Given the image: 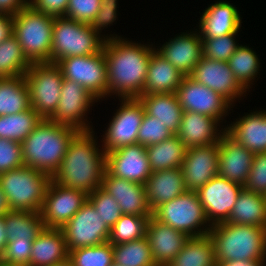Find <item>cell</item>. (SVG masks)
I'll use <instances>...</instances> for the list:
<instances>
[{
    "label": "cell",
    "instance_id": "6da1fadb",
    "mask_svg": "<svg viewBox=\"0 0 266 266\" xmlns=\"http://www.w3.org/2000/svg\"><path fill=\"white\" fill-rule=\"evenodd\" d=\"M156 48L127 38L105 40L108 96L139 98L144 90L150 56Z\"/></svg>",
    "mask_w": 266,
    "mask_h": 266
},
{
    "label": "cell",
    "instance_id": "7a4b0ae2",
    "mask_svg": "<svg viewBox=\"0 0 266 266\" xmlns=\"http://www.w3.org/2000/svg\"><path fill=\"white\" fill-rule=\"evenodd\" d=\"M94 135L92 129L79 131L73 137L51 181L87 194L101 187L106 171V152L103 148L99 149Z\"/></svg>",
    "mask_w": 266,
    "mask_h": 266
},
{
    "label": "cell",
    "instance_id": "3957f363",
    "mask_svg": "<svg viewBox=\"0 0 266 266\" xmlns=\"http://www.w3.org/2000/svg\"><path fill=\"white\" fill-rule=\"evenodd\" d=\"M78 132L73 127L43 119L21 142L24 166L52 176L61 164L71 140Z\"/></svg>",
    "mask_w": 266,
    "mask_h": 266
},
{
    "label": "cell",
    "instance_id": "277c9868",
    "mask_svg": "<svg viewBox=\"0 0 266 266\" xmlns=\"http://www.w3.org/2000/svg\"><path fill=\"white\" fill-rule=\"evenodd\" d=\"M216 262L266 259V228L221 222L211 226Z\"/></svg>",
    "mask_w": 266,
    "mask_h": 266
},
{
    "label": "cell",
    "instance_id": "5b68a950",
    "mask_svg": "<svg viewBox=\"0 0 266 266\" xmlns=\"http://www.w3.org/2000/svg\"><path fill=\"white\" fill-rule=\"evenodd\" d=\"M54 20L29 5L13 16V35L31 64L51 63Z\"/></svg>",
    "mask_w": 266,
    "mask_h": 266
},
{
    "label": "cell",
    "instance_id": "8992f818",
    "mask_svg": "<svg viewBox=\"0 0 266 266\" xmlns=\"http://www.w3.org/2000/svg\"><path fill=\"white\" fill-rule=\"evenodd\" d=\"M51 176L28 166L0 174V187L11 210L40 212Z\"/></svg>",
    "mask_w": 266,
    "mask_h": 266
},
{
    "label": "cell",
    "instance_id": "52a82bcc",
    "mask_svg": "<svg viewBox=\"0 0 266 266\" xmlns=\"http://www.w3.org/2000/svg\"><path fill=\"white\" fill-rule=\"evenodd\" d=\"M90 24L66 17L55 18L52 32L51 63L72 56L98 54L103 50L105 38Z\"/></svg>",
    "mask_w": 266,
    "mask_h": 266
},
{
    "label": "cell",
    "instance_id": "ba28073f",
    "mask_svg": "<svg viewBox=\"0 0 266 266\" xmlns=\"http://www.w3.org/2000/svg\"><path fill=\"white\" fill-rule=\"evenodd\" d=\"M152 216L189 237L208 235L211 230L196 191L187 190L160 205L152 212Z\"/></svg>",
    "mask_w": 266,
    "mask_h": 266
},
{
    "label": "cell",
    "instance_id": "9c48e42d",
    "mask_svg": "<svg viewBox=\"0 0 266 266\" xmlns=\"http://www.w3.org/2000/svg\"><path fill=\"white\" fill-rule=\"evenodd\" d=\"M31 108L43 119H49L57 110L61 96L63 75L55 63H33L24 74Z\"/></svg>",
    "mask_w": 266,
    "mask_h": 266
},
{
    "label": "cell",
    "instance_id": "30bf717a",
    "mask_svg": "<svg viewBox=\"0 0 266 266\" xmlns=\"http://www.w3.org/2000/svg\"><path fill=\"white\" fill-rule=\"evenodd\" d=\"M63 78L83 86L97 100L107 98V62L103 50L94 55L72 56L59 60Z\"/></svg>",
    "mask_w": 266,
    "mask_h": 266
},
{
    "label": "cell",
    "instance_id": "8fae6325",
    "mask_svg": "<svg viewBox=\"0 0 266 266\" xmlns=\"http://www.w3.org/2000/svg\"><path fill=\"white\" fill-rule=\"evenodd\" d=\"M120 107L112 117L103 135L104 152L138 143V131L145 113L139 98H121Z\"/></svg>",
    "mask_w": 266,
    "mask_h": 266
},
{
    "label": "cell",
    "instance_id": "7c38bea8",
    "mask_svg": "<svg viewBox=\"0 0 266 266\" xmlns=\"http://www.w3.org/2000/svg\"><path fill=\"white\" fill-rule=\"evenodd\" d=\"M68 251L108 242L110 228L87 200L81 209L61 228Z\"/></svg>",
    "mask_w": 266,
    "mask_h": 266
},
{
    "label": "cell",
    "instance_id": "4fadbf2b",
    "mask_svg": "<svg viewBox=\"0 0 266 266\" xmlns=\"http://www.w3.org/2000/svg\"><path fill=\"white\" fill-rule=\"evenodd\" d=\"M95 102L98 100L83 86L63 78L57 110L49 120L78 131H90L92 127L86 119L87 112Z\"/></svg>",
    "mask_w": 266,
    "mask_h": 266
},
{
    "label": "cell",
    "instance_id": "5bb4252c",
    "mask_svg": "<svg viewBox=\"0 0 266 266\" xmlns=\"http://www.w3.org/2000/svg\"><path fill=\"white\" fill-rule=\"evenodd\" d=\"M88 200L85 191L50 181L40 214L45 227L62 228Z\"/></svg>",
    "mask_w": 266,
    "mask_h": 266
},
{
    "label": "cell",
    "instance_id": "9a60e30c",
    "mask_svg": "<svg viewBox=\"0 0 266 266\" xmlns=\"http://www.w3.org/2000/svg\"><path fill=\"white\" fill-rule=\"evenodd\" d=\"M176 95L183 111L211 116L219 122L225 120L224 117L233 108L224 97L189 76L183 77Z\"/></svg>",
    "mask_w": 266,
    "mask_h": 266
},
{
    "label": "cell",
    "instance_id": "2e32d148",
    "mask_svg": "<svg viewBox=\"0 0 266 266\" xmlns=\"http://www.w3.org/2000/svg\"><path fill=\"white\" fill-rule=\"evenodd\" d=\"M243 188L240 184L216 175L196 191L211 226L228 220Z\"/></svg>",
    "mask_w": 266,
    "mask_h": 266
},
{
    "label": "cell",
    "instance_id": "e0dca14e",
    "mask_svg": "<svg viewBox=\"0 0 266 266\" xmlns=\"http://www.w3.org/2000/svg\"><path fill=\"white\" fill-rule=\"evenodd\" d=\"M189 77L217 92L231 105L236 102V99L246 94V90L234 77L228 62L211 60L202 56Z\"/></svg>",
    "mask_w": 266,
    "mask_h": 266
},
{
    "label": "cell",
    "instance_id": "ac0fdd59",
    "mask_svg": "<svg viewBox=\"0 0 266 266\" xmlns=\"http://www.w3.org/2000/svg\"><path fill=\"white\" fill-rule=\"evenodd\" d=\"M106 170L115 177L144 185L152 173L146 147L137 143L107 152Z\"/></svg>",
    "mask_w": 266,
    "mask_h": 266
},
{
    "label": "cell",
    "instance_id": "d6986e66",
    "mask_svg": "<svg viewBox=\"0 0 266 266\" xmlns=\"http://www.w3.org/2000/svg\"><path fill=\"white\" fill-rule=\"evenodd\" d=\"M218 143L186 149L181 169L187 190L197 191L218 175Z\"/></svg>",
    "mask_w": 266,
    "mask_h": 266
},
{
    "label": "cell",
    "instance_id": "ffe728a7",
    "mask_svg": "<svg viewBox=\"0 0 266 266\" xmlns=\"http://www.w3.org/2000/svg\"><path fill=\"white\" fill-rule=\"evenodd\" d=\"M218 148V175L244 186L255 154L226 131L221 135Z\"/></svg>",
    "mask_w": 266,
    "mask_h": 266
},
{
    "label": "cell",
    "instance_id": "44dd1931",
    "mask_svg": "<svg viewBox=\"0 0 266 266\" xmlns=\"http://www.w3.org/2000/svg\"><path fill=\"white\" fill-rule=\"evenodd\" d=\"M101 188L119 203L122 214L152 216L144 185L115 177L106 170Z\"/></svg>",
    "mask_w": 266,
    "mask_h": 266
},
{
    "label": "cell",
    "instance_id": "7402d4cb",
    "mask_svg": "<svg viewBox=\"0 0 266 266\" xmlns=\"http://www.w3.org/2000/svg\"><path fill=\"white\" fill-rule=\"evenodd\" d=\"M156 50L181 74L189 76L203 56L202 38L198 30L183 32Z\"/></svg>",
    "mask_w": 266,
    "mask_h": 266
},
{
    "label": "cell",
    "instance_id": "603a6c76",
    "mask_svg": "<svg viewBox=\"0 0 266 266\" xmlns=\"http://www.w3.org/2000/svg\"><path fill=\"white\" fill-rule=\"evenodd\" d=\"M146 237L157 266H168L190 238L153 216L147 223Z\"/></svg>",
    "mask_w": 266,
    "mask_h": 266
},
{
    "label": "cell",
    "instance_id": "cb8c5ba5",
    "mask_svg": "<svg viewBox=\"0 0 266 266\" xmlns=\"http://www.w3.org/2000/svg\"><path fill=\"white\" fill-rule=\"evenodd\" d=\"M219 123L211 116L184 111L176 135L186 148L216 144L226 131L223 127L219 130L221 127Z\"/></svg>",
    "mask_w": 266,
    "mask_h": 266
},
{
    "label": "cell",
    "instance_id": "d4e9b609",
    "mask_svg": "<svg viewBox=\"0 0 266 266\" xmlns=\"http://www.w3.org/2000/svg\"><path fill=\"white\" fill-rule=\"evenodd\" d=\"M241 19L236 6L227 1H217L205 9L199 20L198 31L202 39L238 33Z\"/></svg>",
    "mask_w": 266,
    "mask_h": 266
},
{
    "label": "cell",
    "instance_id": "484cf974",
    "mask_svg": "<svg viewBox=\"0 0 266 266\" xmlns=\"http://www.w3.org/2000/svg\"><path fill=\"white\" fill-rule=\"evenodd\" d=\"M238 119L225 126L226 132L252 153H266V111H253Z\"/></svg>",
    "mask_w": 266,
    "mask_h": 266
},
{
    "label": "cell",
    "instance_id": "4316f807",
    "mask_svg": "<svg viewBox=\"0 0 266 266\" xmlns=\"http://www.w3.org/2000/svg\"><path fill=\"white\" fill-rule=\"evenodd\" d=\"M144 186L147 202L152 212L160 205L187 191L181 168L154 171Z\"/></svg>",
    "mask_w": 266,
    "mask_h": 266
},
{
    "label": "cell",
    "instance_id": "83f0119b",
    "mask_svg": "<svg viewBox=\"0 0 266 266\" xmlns=\"http://www.w3.org/2000/svg\"><path fill=\"white\" fill-rule=\"evenodd\" d=\"M68 256L63 231L60 228L44 227L33 240L29 266H53L68 259Z\"/></svg>",
    "mask_w": 266,
    "mask_h": 266
},
{
    "label": "cell",
    "instance_id": "f1b7e54d",
    "mask_svg": "<svg viewBox=\"0 0 266 266\" xmlns=\"http://www.w3.org/2000/svg\"><path fill=\"white\" fill-rule=\"evenodd\" d=\"M184 75L156 49L150 56L144 90L141 95L176 93Z\"/></svg>",
    "mask_w": 266,
    "mask_h": 266
},
{
    "label": "cell",
    "instance_id": "f546056e",
    "mask_svg": "<svg viewBox=\"0 0 266 266\" xmlns=\"http://www.w3.org/2000/svg\"><path fill=\"white\" fill-rule=\"evenodd\" d=\"M145 112L157 118L173 134H177L183 115L176 93H156L139 97Z\"/></svg>",
    "mask_w": 266,
    "mask_h": 266
},
{
    "label": "cell",
    "instance_id": "4dcf8cb0",
    "mask_svg": "<svg viewBox=\"0 0 266 266\" xmlns=\"http://www.w3.org/2000/svg\"><path fill=\"white\" fill-rule=\"evenodd\" d=\"M226 222L266 228V196L243 188Z\"/></svg>",
    "mask_w": 266,
    "mask_h": 266
},
{
    "label": "cell",
    "instance_id": "1f68e13d",
    "mask_svg": "<svg viewBox=\"0 0 266 266\" xmlns=\"http://www.w3.org/2000/svg\"><path fill=\"white\" fill-rule=\"evenodd\" d=\"M146 149L150 169L154 172L181 168L187 148L174 134L158 144L147 146Z\"/></svg>",
    "mask_w": 266,
    "mask_h": 266
},
{
    "label": "cell",
    "instance_id": "d6a6232c",
    "mask_svg": "<svg viewBox=\"0 0 266 266\" xmlns=\"http://www.w3.org/2000/svg\"><path fill=\"white\" fill-rule=\"evenodd\" d=\"M31 108L29 89L23 76L0 78V116Z\"/></svg>",
    "mask_w": 266,
    "mask_h": 266
},
{
    "label": "cell",
    "instance_id": "836d02e7",
    "mask_svg": "<svg viewBox=\"0 0 266 266\" xmlns=\"http://www.w3.org/2000/svg\"><path fill=\"white\" fill-rule=\"evenodd\" d=\"M168 266H216L214 242L209 235L190 237Z\"/></svg>",
    "mask_w": 266,
    "mask_h": 266
},
{
    "label": "cell",
    "instance_id": "e575fe53",
    "mask_svg": "<svg viewBox=\"0 0 266 266\" xmlns=\"http://www.w3.org/2000/svg\"><path fill=\"white\" fill-rule=\"evenodd\" d=\"M3 219L8 241L35 239L45 227L40 212L11 210Z\"/></svg>",
    "mask_w": 266,
    "mask_h": 266
},
{
    "label": "cell",
    "instance_id": "d590c367",
    "mask_svg": "<svg viewBox=\"0 0 266 266\" xmlns=\"http://www.w3.org/2000/svg\"><path fill=\"white\" fill-rule=\"evenodd\" d=\"M42 120L33 108L17 114L0 116V139L21 143Z\"/></svg>",
    "mask_w": 266,
    "mask_h": 266
},
{
    "label": "cell",
    "instance_id": "8d00e7d4",
    "mask_svg": "<svg viewBox=\"0 0 266 266\" xmlns=\"http://www.w3.org/2000/svg\"><path fill=\"white\" fill-rule=\"evenodd\" d=\"M30 67L31 63L13 34L0 43V78L23 76Z\"/></svg>",
    "mask_w": 266,
    "mask_h": 266
},
{
    "label": "cell",
    "instance_id": "74e56055",
    "mask_svg": "<svg viewBox=\"0 0 266 266\" xmlns=\"http://www.w3.org/2000/svg\"><path fill=\"white\" fill-rule=\"evenodd\" d=\"M260 61L253 49L241 44L228 60L234 77L246 91L251 88L255 77H258Z\"/></svg>",
    "mask_w": 266,
    "mask_h": 266
},
{
    "label": "cell",
    "instance_id": "f35d334b",
    "mask_svg": "<svg viewBox=\"0 0 266 266\" xmlns=\"http://www.w3.org/2000/svg\"><path fill=\"white\" fill-rule=\"evenodd\" d=\"M114 263L121 266H157L147 237L113 245Z\"/></svg>",
    "mask_w": 266,
    "mask_h": 266
},
{
    "label": "cell",
    "instance_id": "ab89813d",
    "mask_svg": "<svg viewBox=\"0 0 266 266\" xmlns=\"http://www.w3.org/2000/svg\"><path fill=\"white\" fill-rule=\"evenodd\" d=\"M150 217L122 214L110 229L108 242L117 245L142 239L146 236L147 223Z\"/></svg>",
    "mask_w": 266,
    "mask_h": 266
},
{
    "label": "cell",
    "instance_id": "60d3db41",
    "mask_svg": "<svg viewBox=\"0 0 266 266\" xmlns=\"http://www.w3.org/2000/svg\"><path fill=\"white\" fill-rule=\"evenodd\" d=\"M68 259L73 266H111L114 263L113 245L105 242L73 249L69 251Z\"/></svg>",
    "mask_w": 266,
    "mask_h": 266
},
{
    "label": "cell",
    "instance_id": "b9f144b4",
    "mask_svg": "<svg viewBox=\"0 0 266 266\" xmlns=\"http://www.w3.org/2000/svg\"><path fill=\"white\" fill-rule=\"evenodd\" d=\"M88 200L110 229L120 219L122 211L119 203L101 187L89 193Z\"/></svg>",
    "mask_w": 266,
    "mask_h": 266
},
{
    "label": "cell",
    "instance_id": "7bdbcfd3",
    "mask_svg": "<svg viewBox=\"0 0 266 266\" xmlns=\"http://www.w3.org/2000/svg\"><path fill=\"white\" fill-rule=\"evenodd\" d=\"M237 35L233 33L212 39H202L203 56L211 60L228 62L239 46L235 40Z\"/></svg>",
    "mask_w": 266,
    "mask_h": 266
},
{
    "label": "cell",
    "instance_id": "ee69618b",
    "mask_svg": "<svg viewBox=\"0 0 266 266\" xmlns=\"http://www.w3.org/2000/svg\"><path fill=\"white\" fill-rule=\"evenodd\" d=\"M174 135L157 118L144 113L141 126L138 131V144L145 147L158 144Z\"/></svg>",
    "mask_w": 266,
    "mask_h": 266
},
{
    "label": "cell",
    "instance_id": "f6af8a7d",
    "mask_svg": "<svg viewBox=\"0 0 266 266\" xmlns=\"http://www.w3.org/2000/svg\"><path fill=\"white\" fill-rule=\"evenodd\" d=\"M33 240L12 238L7 242L0 260L15 266H29Z\"/></svg>",
    "mask_w": 266,
    "mask_h": 266
},
{
    "label": "cell",
    "instance_id": "bcb514c9",
    "mask_svg": "<svg viewBox=\"0 0 266 266\" xmlns=\"http://www.w3.org/2000/svg\"><path fill=\"white\" fill-rule=\"evenodd\" d=\"M100 6V0H69L65 17L91 25Z\"/></svg>",
    "mask_w": 266,
    "mask_h": 266
},
{
    "label": "cell",
    "instance_id": "7dc6e473",
    "mask_svg": "<svg viewBox=\"0 0 266 266\" xmlns=\"http://www.w3.org/2000/svg\"><path fill=\"white\" fill-rule=\"evenodd\" d=\"M243 187L247 191L266 196V153L254 155L248 179Z\"/></svg>",
    "mask_w": 266,
    "mask_h": 266
},
{
    "label": "cell",
    "instance_id": "c3c4849f",
    "mask_svg": "<svg viewBox=\"0 0 266 266\" xmlns=\"http://www.w3.org/2000/svg\"><path fill=\"white\" fill-rule=\"evenodd\" d=\"M24 166L21 143L0 139V174Z\"/></svg>",
    "mask_w": 266,
    "mask_h": 266
},
{
    "label": "cell",
    "instance_id": "681fc988",
    "mask_svg": "<svg viewBox=\"0 0 266 266\" xmlns=\"http://www.w3.org/2000/svg\"><path fill=\"white\" fill-rule=\"evenodd\" d=\"M100 10L96 14L95 20L92 22V28L98 32L105 39L109 38H120V36L115 35H104L101 34L102 30L111 24L116 22L117 19V0H100Z\"/></svg>",
    "mask_w": 266,
    "mask_h": 266
},
{
    "label": "cell",
    "instance_id": "f907efd6",
    "mask_svg": "<svg viewBox=\"0 0 266 266\" xmlns=\"http://www.w3.org/2000/svg\"><path fill=\"white\" fill-rule=\"evenodd\" d=\"M69 0H28V5L35 11L54 18L65 17Z\"/></svg>",
    "mask_w": 266,
    "mask_h": 266
},
{
    "label": "cell",
    "instance_id": "816d5d0a",
    "mask_svg": "<svg viewBox=\"0 0 266 266\" xmlns=\"http://www.w3.org/2000/svg\"><path fill=\"white\" fill-rule=\"evenodd\" d=\"M28 6V0H0V13L14 16Z\"/></svg>",
    "mask_w": 266,
    "mask_h": 266
},
{
    "label": "cell",
    "instance_id": "f5cc1de1",
    "mask_svg": "<svg viewBox=\"0 0 266 266\" xmlns=\"http://www.w3.org/2000/svg\"><path fill=\"white\" fill-rule=\"evenodd\" d=\"M13 34V16L0 13V43Z\"/></svg>",
    "mask_w": 266,
    "mask_h": 266
},
{
    "label": "cell",
    "instance_id": "db71d44e",
    "mask_svg": "<svg viewBox=\"0 0 266 266\" xmlns=\"http://www.w3.org/2000/svg\"><path fill=\"white\" fill-rule=\"evenodd\" d=\"M266 259L254 260H229L223 262H216V266H266Z\"/></svg>",
    "mask_w": 266,
    "mask_h": 266
},
{
    "label": "cell",
    "instance_id": "11a10c76",
    "mask_svg": "<svg viewBox=\"0 0 266 266\" xmlns=\"http://www.w3.org/2000/svg\"><path fill=\"white\" fill-rule=\"evenodd\" d=\"M7 234L5 230V225H4V219L3 216H0V258L4 253V250L7 245Z\"/></svg>",
    "mask_w": 266,
    "mask_h": 266
},
{
    "label": "cell",
    "instance_id": "9f6ffc18",
    "mask_svg": "<svg viewBox=\"0 0 266 266\" xmlns=\"http://www.w3.org/2000/svg\"><path fill=\"white\" fill-rule=\"evenodd\" d=\"M10 211L11 209L8 205L6 195L4 194L3 190L0 187V216H4Z\"/></svg>",
    "mask_w": 266,
    "mask_h": 266
},
{
    "label": "cell",
    "instance_id": "6f0895ef",
    "mask_svg": "<svg viewBox=\"0 0 266 266\" xmlns=\"http://www.w3.org/2000/svg\"><path fill=\"white\" fill-rule=\"evenodd\" d=\"M53 266H73L69 259L64 260L63 262L57 263Z\"/></svg>",
    "mask_w": 266,
    "mask_h": 266
},
{
    "label": "cell",
    "instance_id": "680465c9",
    "mask_svg": "<svg viewBox=\"0 0 266 266\" xmlns=\"http://www.w3.org/2000/svg\"><path fill=\"white\" fill-rule=\"evenodd\" d=\"M0 266H15V265H12V264H7V263H4L0 260Z\"/></svg>",
    "mask_w": 266,
    "mask_h": 266
},
{
    "label": "cell",
    "instance_id": "91938a15",
    "mask_svg": "<svg viewBox=\"0 0 266 266\" xmlns=\"http://www.w3.org/2000/svg\"><path fill=\"white\" fill-rule=\"evenodd\" d=\"M111 266H121V265H118V264L113 263Z\"/></svg>",
    "mask_w": 266,
    "mask_h": 266
}]
</instances>
